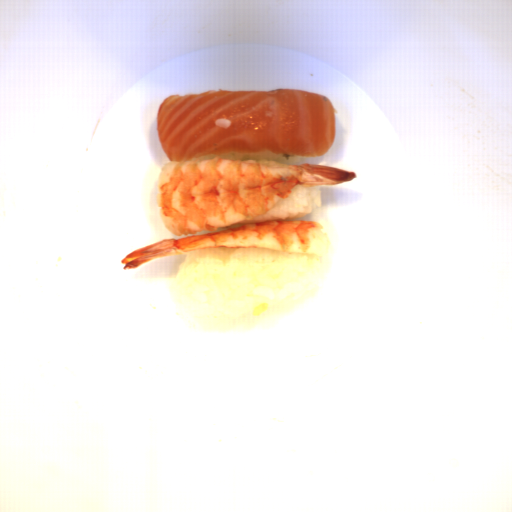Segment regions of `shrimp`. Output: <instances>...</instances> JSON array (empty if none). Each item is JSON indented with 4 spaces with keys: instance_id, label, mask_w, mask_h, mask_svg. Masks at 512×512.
<instances>
[{
    "instance_id": "shrimp-2",
    "label": "shrimp",
    "mask_w": 512,
    "mask_h": 512,
    "mask_svg": "<svg viewBox=\"0 0 512 512\" xmlns=\"http://www.w3.org/2000/svg\"><path fill=\"white\" fill-rule=\"evenodd\" d=\"M331 243L318 221H266L180 239L164 238L135 249L122 261L123 270L151 260L211 248L266 249L328 260Z\"/></svg>"
},
{
    "instance_id": "shrimp-1",
    "label": "shrimp",
    "mask_w": 512,
    "mask_h": 512,
    "mask_svg": "<svg viewBox=\"0 0 512 512\" xmlns=\"http://www.w3.org/2000/svg\"><path fill=\"white\" fill-rule=\"evenodd\" d=\"M356 178L354 171L307 162L199 157L168 161L152 199L164 228L180 237L253 221L286 201L296 188L343 184Z\"/></svg>"
}]
</instances>
